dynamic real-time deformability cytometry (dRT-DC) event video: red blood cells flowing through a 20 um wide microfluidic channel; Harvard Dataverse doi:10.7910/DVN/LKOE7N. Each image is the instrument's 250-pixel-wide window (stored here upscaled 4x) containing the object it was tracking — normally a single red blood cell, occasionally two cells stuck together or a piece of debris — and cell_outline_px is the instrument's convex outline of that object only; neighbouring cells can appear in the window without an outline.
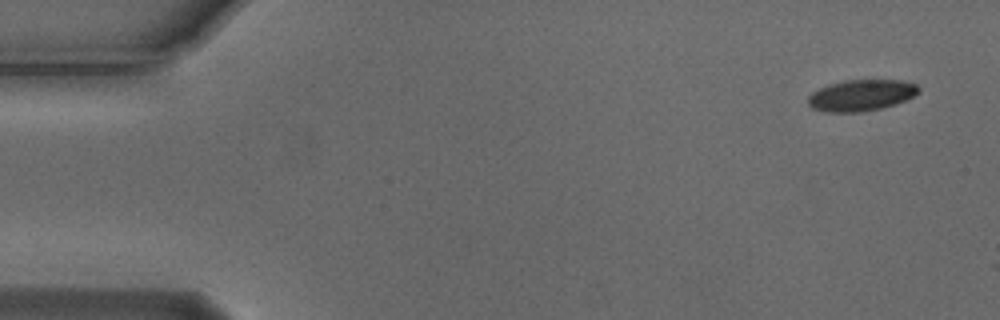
{"species": "Egyptian fruit bat (a non-hibernating species)", "species_latin": "Rousettus aegyptiacus", "temperature_condition": "cold", "stored_images_in_passage": 5, "segment_of_instrument_passage": [1, 2], "camera_frame_rate_fps": 3000, "um_per_image_px": 0.085, "animal": {"sex": "male"}, "frame": {"image": 1, "passage_image": 1, "time_ms": 0.0, "image_size_px": [1000, 320], "cell_outline_px": [[920, 92], [904, 100], [880, 108], [860, 112], [824, 112], [812, 108], [808, 104], [808, 96], [812, 92], [828, 84], [844, 80], [900, 80], [916, 84], [920, 88]], "centroid_in_image_um": [73.16, 8.09], "position_along_channel_um": 11.8, "area_um2": 20.06}}
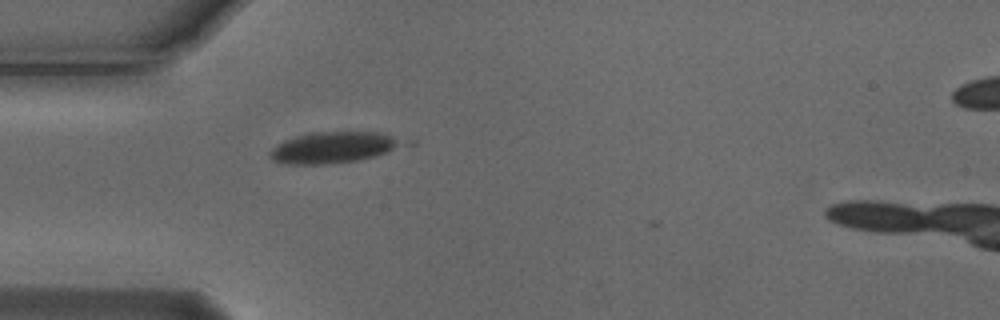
{"frame": {"image": 2, "passage_image": 4, "time_ms": 1.0, "image_size_px": [1000, 320], "cell_outline_px": [[416, 144], [360, 160], [332, 164], [292, 164], [272, 160], [268, 156], [268, 152], [276, 144], [284, 140], [296, 136], [312, 132], [380, 132], [416, 140]], "centroid_in_image_um": [28.55, 12.52], "position_along_channel_um": 56.4, "area_um2": 25.2}}